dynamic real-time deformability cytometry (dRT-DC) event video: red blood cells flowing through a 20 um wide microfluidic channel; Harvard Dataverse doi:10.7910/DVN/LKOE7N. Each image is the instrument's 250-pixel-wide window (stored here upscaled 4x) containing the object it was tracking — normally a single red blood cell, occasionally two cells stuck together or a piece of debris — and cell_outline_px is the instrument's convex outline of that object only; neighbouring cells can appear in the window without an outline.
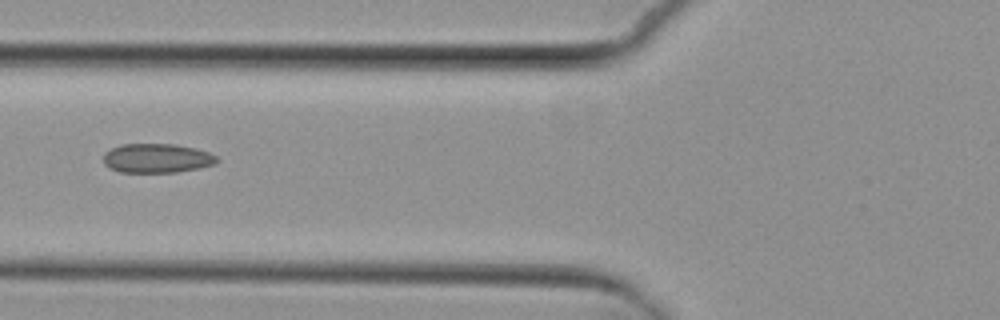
{"species": "common noctule bat (a hibernating species)", "species_latin": "Nyctalus noctula", "temperature_condition": "cold", "stored_images_in_passage": 6, "camera_frame_rate_fps": 3000, "um_per_image_px": 0.085, "animal": {"sex": "female", "body_mass_g": 29.2, "forearm_length_mm": 56.3}, "frame": {"image": 1, "passage_image": 6, "time_ms": 5.667, "image_size_px": [1000, 320], "cell_outline_px": [[220, 160], [216, 164], [200, 168], [176, 172], [120, 172], [104, 164], [104, 152], [120, 144], [176, 144], [196, 148], [208, 152], [216, 156]], "centroid_in_image_um": [13.37, 13.44], "position_along_channel_um": 112.4, "area_um2": 19.42}}